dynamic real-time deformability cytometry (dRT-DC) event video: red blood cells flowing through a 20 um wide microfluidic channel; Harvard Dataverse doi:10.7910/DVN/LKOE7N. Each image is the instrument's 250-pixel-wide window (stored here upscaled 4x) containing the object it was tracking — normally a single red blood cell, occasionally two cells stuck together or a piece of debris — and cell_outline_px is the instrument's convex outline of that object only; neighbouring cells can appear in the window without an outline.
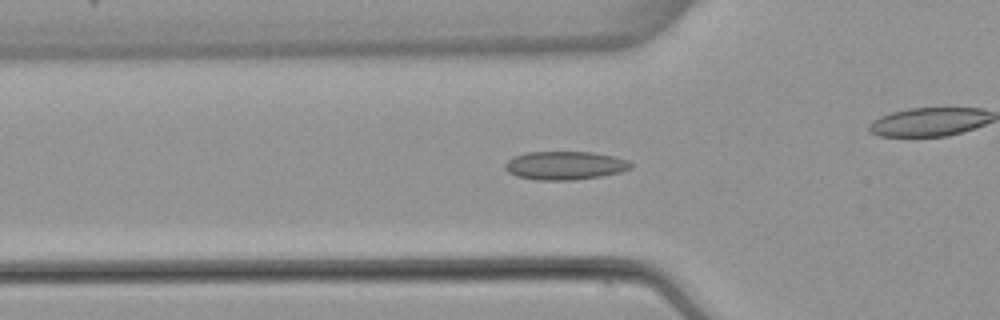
{"species": "common noctule bat (a hibernating species)", "species_latin": "Nyctalus noctula", "temperature_condition": "warm", "stored_images_in_passage": 53, "camera_frame_rate_fps": 3000, "um_per_image_px": 0.085, "animal": {"sex": "female", "body_mass_g": 22.7, "forearm_length_mm": 54.2}, "frame": {"image": 1, "passage_image": 17, "time_ms": 5.333, "image_size_px": [1000, 320], "cell_outline_px": [[632, 168], [620, 172], [600, 176], [572, 180], [536, 180], [516, 176], [508, 172], [504, 168], [504, 164], [512, 156], [528, 152], [592, 152], [612, 156], [628, 160], [632, 164]], "centroid_in_image_um": [47.99, 14.06], "position_along_channel_um": 77.8, "area_um2": 20.87}}
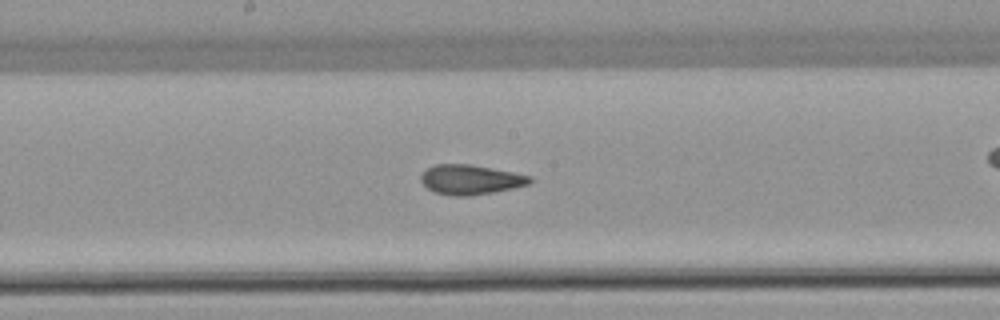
{"frame": {"image": 2, "passage_image": 27, "time_ms": 8.667, "image_size_px": [1000, 320], "cell_outline_px": [[532, 180], [528, 184], [512, 188], [492, 192], [468, 196], [452, 196], [432, 192], [420, 180], [420, 176], [428, 168], [436, 164], [468, 164], [492, 168], [532, 176]], "centroid_in_image_um": [39.97, 15.27], "position_along_channel_um": 208.2, "area_um2": 18.73}}
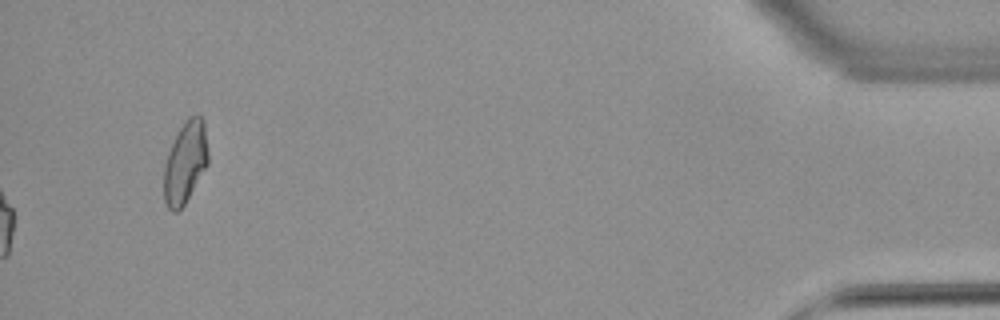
{"frame": {"image": 3, "passage_image": 53, "time_ms": 17.333, "image_size_px": [1000, 320], "cell_outline_px": [[208, 164], [184, 204], [176, 212], [172, 212], [168, 208], [164, 200], [164, 168], [168, 152], [184, 120], [188, 116], [200, 116], [204, 120], [208, 152]], "centroid_in_image_um": [15.75, 13.8], "position_along_channel_um": 419.5, "area_um2": 20.87}, "authors_computed_cell_mechanics": {"area_um2": 18.9584, "velocity_mm_per_s": 3.8894, "shape_relaxation_time_tau1_ms": null, "shape_relaxation_time_tau2_ms": 1.551, "deformation_change_tau1": null, "deformation_change_tau2": 0.0757}}